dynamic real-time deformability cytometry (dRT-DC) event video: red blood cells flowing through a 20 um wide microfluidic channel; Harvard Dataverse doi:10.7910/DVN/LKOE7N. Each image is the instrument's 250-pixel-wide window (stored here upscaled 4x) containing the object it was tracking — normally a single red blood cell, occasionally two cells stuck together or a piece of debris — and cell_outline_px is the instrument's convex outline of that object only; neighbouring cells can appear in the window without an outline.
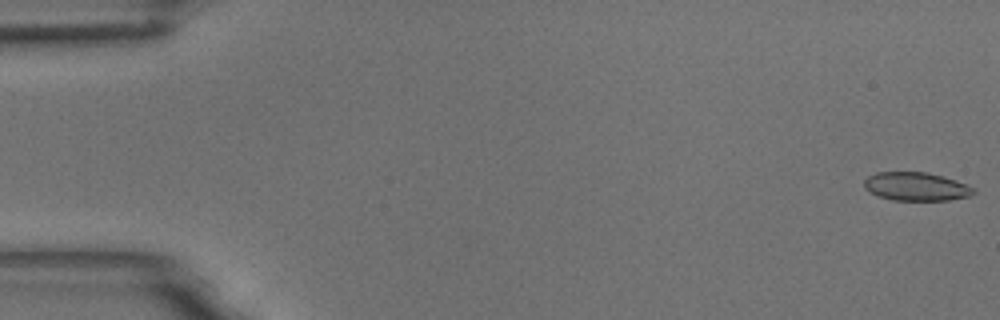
{"species": "common noctule bat (a hibernating species)", "species_latin": "Nyctalus noctula", "temperature_condition": "room temperature", "stored_images_in_passage": 53, "camera_frame_rate_fps": 3000, "um_per_image_px": 0.085, "animal": {"sex": "male", "body_mass_g": 18.8}, "frame": {"image": 1, "passage_image": 1, "time_ms": 0.0, "image_size_px": [1000, 320], "cell_outline_px": [[976, 192], [972, 196], [948, 200], [892, 200], [880, 196], [864, 188], [864, 180], [868, 176], [876, 172], [928, 172], [944, 176], [976, 188]], "centroid_in_image_um": [77.91, 15.85], "position_along_channel_um": 7.1, "area_um2": 18.21}}
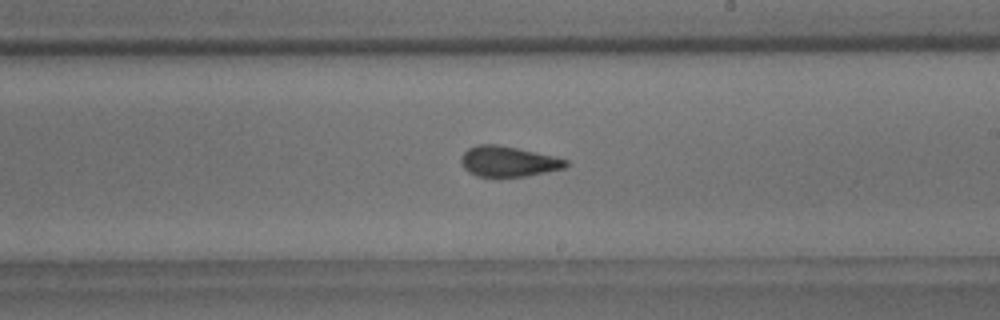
{"frame": {"image": 2, "passage_image": 33, "time_ms": 10.667, "image_size_px": [1000, 320], "cell_outline_px": [[568, 164], [564, 168], [524, 176], [480, 176], [468, 172], [464, 168], [460, 160], [460, 156], [468, 148], [476, 144], [496, 144], [516, 148], [552, 156], [568, 160]], "centroid_in_image_um": [43.15, 13.71], "position_along_channel_um": 245.9, "area_um2": 18.26}}
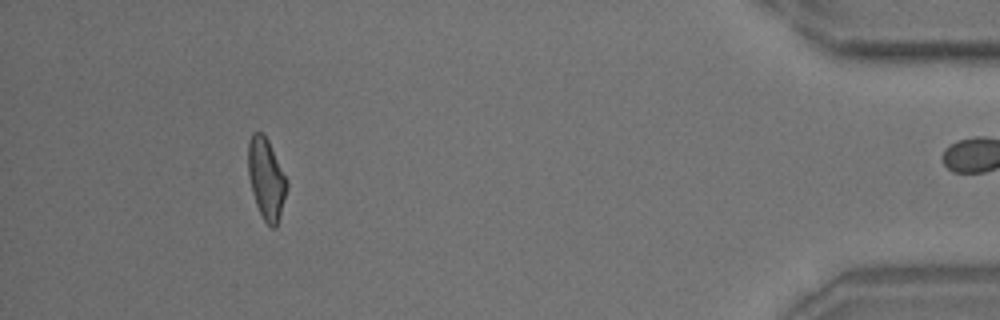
{"frame": {"image": 3, "passage_image": 52, "time_ms": 17.0, "image_size_px": [1000, 320], "cell_outline_px": [[288, 188], [276, 228], [272, 228], [264, 220], [256, 204], [252, 192], [248, 176], [248, 144], [252, 132], [264, 132], [288, 180]], "centroid_in_image_um": [22.64, 15.17], "position_along_channel_um": 412.6, "area_um2": 18.38}, "authors_computed_cell_mechanics": {"area_um2": 18.9006, "velocity_mm_per_s": 3.6001, "shape_relaxation_time_tau1_ms": 8.8283, "shape_relaxation_time_tau2_ms": 1.446, "deformation_change_tau1": 0.1995, "deformation_change_tau2": 0.0896}}